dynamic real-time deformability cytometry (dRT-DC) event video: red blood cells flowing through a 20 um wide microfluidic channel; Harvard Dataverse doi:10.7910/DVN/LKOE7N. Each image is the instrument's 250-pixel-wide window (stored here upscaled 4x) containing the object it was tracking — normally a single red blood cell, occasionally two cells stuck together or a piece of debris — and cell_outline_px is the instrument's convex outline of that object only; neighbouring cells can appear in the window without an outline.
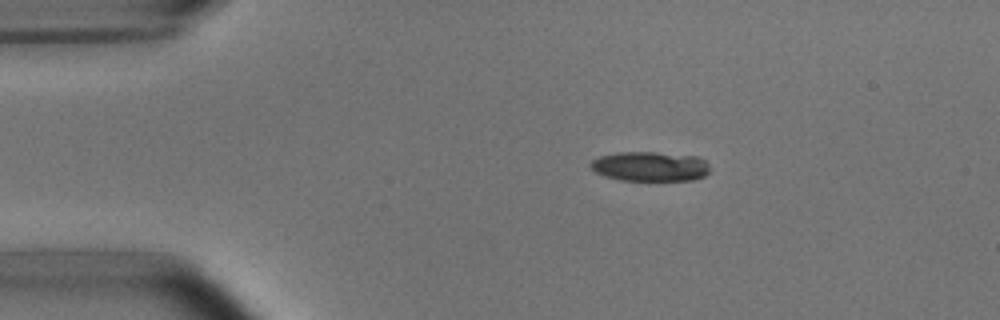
{"species": "common noctule bat (a hibernating species)", "species_latin": "Nyctalus noctula", "temperature_condition": "room temperature", "stored_images_in_passage": 45, "camera_frame_rate_fps": 3000, "um_per_image_px": 0.085, "animal": {"sex": "male", "body_mass_g": 15.6}, "frame": {"image": 1, "passage_image": 1, "time_ms": 0.0, "image_size_px": [1000, 320], "cell_outline_px": [[708, 172], [704, 176], [692, 180], [620, 180], [604, 176], [596, 172], [588, 164], [592, 160], [600, 156], [616, 152], [656, 152], [696, 156], [704, 160], [708, 164]], "centroid_in_image_um": [55.23, 14.14], "position_along_channel_um": 29.8, "area_um2": 20.58}}